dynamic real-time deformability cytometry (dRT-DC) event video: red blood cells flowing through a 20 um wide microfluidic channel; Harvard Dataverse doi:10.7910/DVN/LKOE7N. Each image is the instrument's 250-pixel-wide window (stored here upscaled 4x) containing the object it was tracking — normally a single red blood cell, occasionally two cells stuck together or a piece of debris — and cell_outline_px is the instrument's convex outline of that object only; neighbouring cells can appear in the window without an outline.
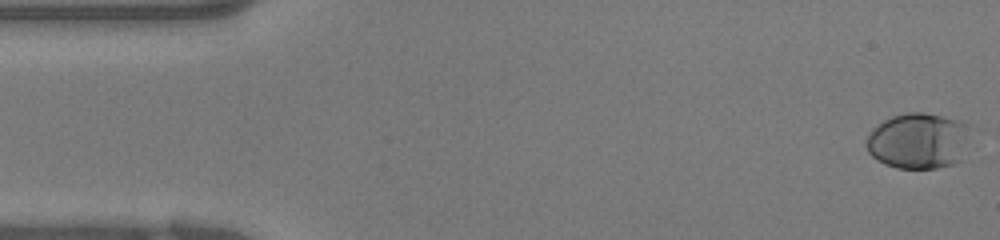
{"species": "human", "species_latin": "Homo sapiens", "temperature_condition": "warm", "stored_images_in_passage": 40, "camera_frame_rate_fps": 3000, "um_per_image_px": 0.085, "donor": {"sex": "female"}, "frame": {"image": 1, "passage_image": 1, "time_ms": 0.0, "image_size_px": [1000, 240], "cell_outline_px": [[960, 160], [952, 164], [936, 168], [896, 168], [884, 164], [876, 160], [868, 152], [864, 144], [868, 136], [884, 120], [892, 116], [908, 112], [924, 112], [960, 120]], "centroid_in_image_um": [77.86, 11.99], "position_along_channel_um": 7.1, "area_um2": 32.19}}
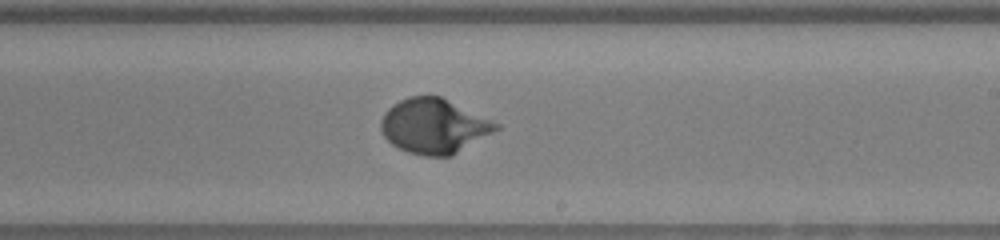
{"frame": {"image": 2, "passage_image": 23, "time_ms": 7.333, "image_size_px": [1000, 240], "cell_outline_px": [[500, 128], [452, 156], [424, 156], [408, 152], [392, 144], [384, 136], [380, 128], [380, 120], [384, 112], [392, 104], [408, 96], [440, 96], [500, 124]], "centroid_in_image_um": [36.86, 10.72], "position_along_channel_um": 252.1, "area_um2": 36.59}}
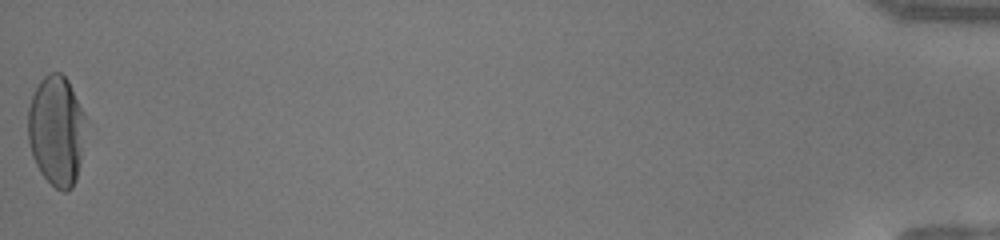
{"frame": {"image": 3, "passage_image": 40, "time_ms": 13.0, "image_size_px": [1000, 240], "cell_outline_px": [[88, 120], [76, 180], [72, 188], [68, 192], [64, 192], [56, 188], [40, 172], [32, 156], [28, 140], [28, 108], [32, 96], [40, 80], [44, 76], [52, 72], [60, 72], [68, 80]], "centroid_in_image_um": [4.81, 11.1], "position_along_channel_um": 430.4, "area_um2": 37.34}}